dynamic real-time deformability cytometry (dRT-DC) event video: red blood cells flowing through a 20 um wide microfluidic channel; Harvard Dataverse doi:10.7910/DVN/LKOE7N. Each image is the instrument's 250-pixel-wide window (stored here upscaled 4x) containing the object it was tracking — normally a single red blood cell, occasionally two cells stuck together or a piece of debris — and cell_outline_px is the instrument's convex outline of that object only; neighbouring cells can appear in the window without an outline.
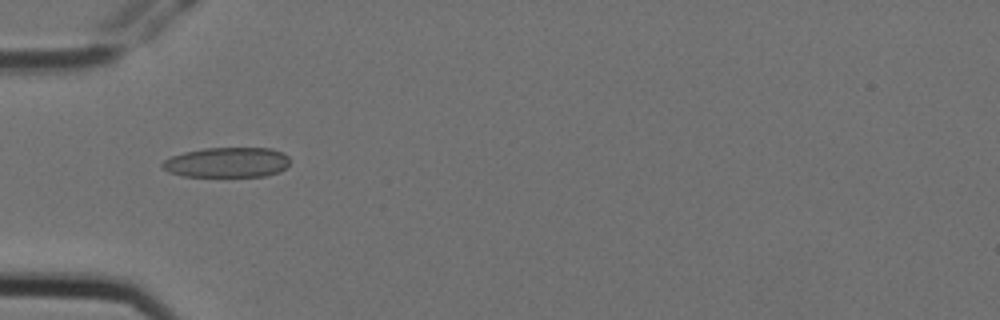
{"species": "Egyptian fruit bat (a non-hibernating species)", "species_latin": "Rousettus aegyptiacus", "temperature_condition": "cold", "stored_images_in_passage": 14, "camera_frame_rate_fps": 3000, "um_per_image_px": 0.085, "animal": {"sex": "female"}, "frame": {"image": 1, "passage_image": 4, "time_ms": 1.0, "image_size_px": [1000, 320], "cell_outline_px": [[288, 164], [280, 172], [264, 176], [180, 176], [168, 172], [160, 168], [160, 164], [164, 160], [172, 156], [184, 152], [204, 148], [272, 148], [284, 152], [288, 156]], "centroid_in_image_um": [19.27, 13.8], "position_along_channel_um": 65.7, "area_um2": 22.54}}
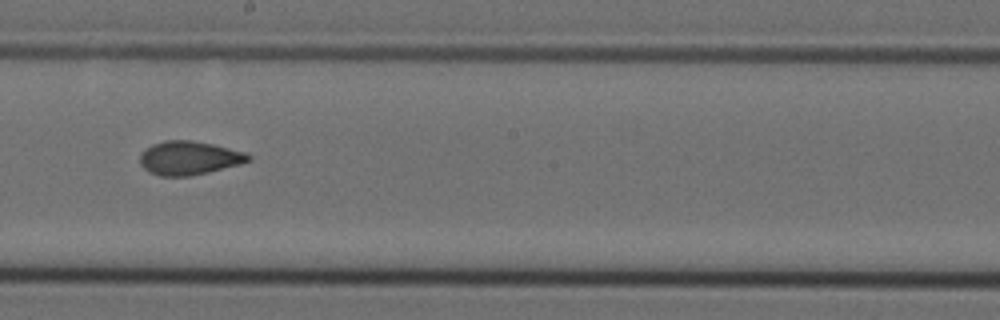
{"frame": {"image": 2, "passage_image": 8, "time_ms": 2.333, "image_size_px": [1000, 320], "cell_outline_px": [[252, 160], [240, 164], [208, 172], [188, 176], [160, 176], [148, 172], [140, 164], [140, 152], [144, 148], [152, 144], [164, 140], [192, 140], [212, 144], [244, 152], [252, 156]], "centroid_in_image_um": [16.04, 13.42], "position_along_channel_um": 232.2, "area_um2": 21.39}}
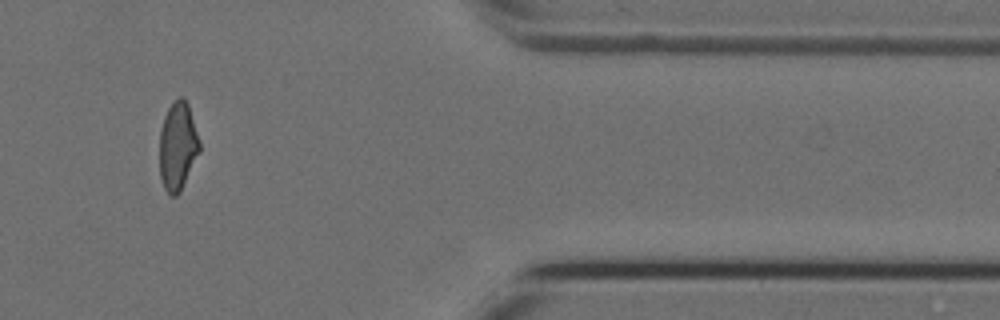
{"frame": {"image": 3, "passage_image": 12, "time_ms": 3.667, "image_size_px": [1000, 320], "cell_outline_px": [[200, 152], [180, 192], [176, 196], [172, 196], [164, 188], [160, 176], [160, 128], [164, 116], [168, 108], [180, 96], [188, 104], [200, 144]], "centroid_in_image_um": [15.1, 12.45], "position_along_channel_um": 396.3, "area_um2": 20.35}}